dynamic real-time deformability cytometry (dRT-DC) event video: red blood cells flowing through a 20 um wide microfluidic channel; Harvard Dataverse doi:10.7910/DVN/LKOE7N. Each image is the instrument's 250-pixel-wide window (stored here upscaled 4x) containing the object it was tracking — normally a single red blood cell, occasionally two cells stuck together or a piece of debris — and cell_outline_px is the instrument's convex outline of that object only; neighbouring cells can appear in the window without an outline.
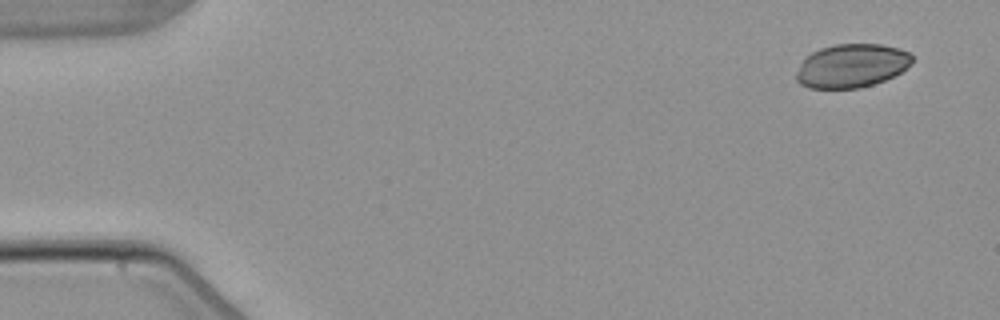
{"species": "common noctule bat (a hibernating species)", "species_latin": "Nyctalus noctula", "temperature_condition": "warm", "stored_images_in_passage": 6, "camera_frame_rate_fps": 3000, "um_per_image_px": 0.085, "animal": {"sex": "male", "body_mass_g": 21.5, "forearm_length_mm": 52.0}, "frame": {"image": 1, "passage_image": 1, "time_ms": 0.0, "image_size_px": [1000, 320], "cell_outline_px": [[912, 64], [900, 72], [884, 80], [860, 88], [808, 88], [800, 84], [796, 80], [796, 72], [800, 64], [812, 52], [820, 48], [836, 44], [880, 44], [896, 48], [908, 52], [912, 56]], "centroid_in_image_um": [72.37, 5.59], "position_along_channel_um": 12.6, "area_um2": 29.25}}
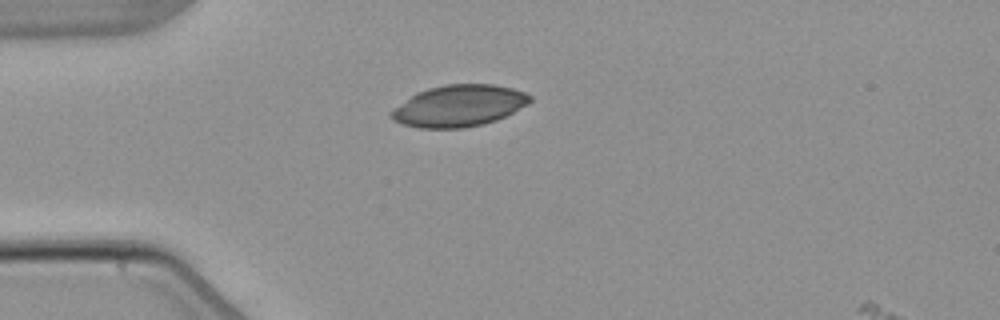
{"frame": {"image": 2, "passage_image": 4, "time_ms": 3.667, "image_size_px": [1000, 320], "cell_outline_px": [[532, 100], [528, 104], [496, 120], [484, 124], [464, 128], [420, 128], [404, 124], [392, 120], [388, 116], [388, 112], [416, 92], [428, 88], [444, 84], [496, 84], [512, 88], [524, 92], [532, 96]], "centroid_in_image_um": [38.99, 8.99], "position_along_channel_um": 46.0, "area_um2": 33.76}}
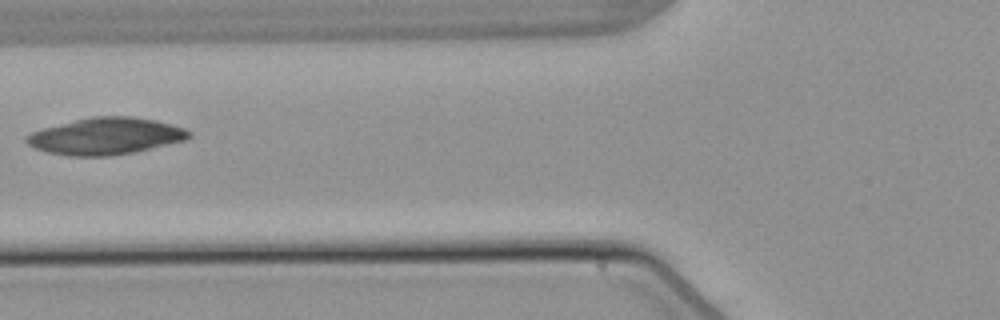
{"frame": {"image": 3, "passage_image": 6, "time_ms": 6.0, "image_size_px": [1000, 320], "cell_outline_px": [[192, 136], [184, 140], [136, 152], [108, 156], [68, 156], [48, 152], [36, 148], [28, 144], [24, 140], [24, 136], [32, 132], [44, 128], [92, 116], [132, 116], [156, 120], [172, 124], [184, 128], [192, 132]], "centroid_in_image_um": [9.01, 11.57], "position_along_channel_um": 116.8, "area_um2": 34.8}}